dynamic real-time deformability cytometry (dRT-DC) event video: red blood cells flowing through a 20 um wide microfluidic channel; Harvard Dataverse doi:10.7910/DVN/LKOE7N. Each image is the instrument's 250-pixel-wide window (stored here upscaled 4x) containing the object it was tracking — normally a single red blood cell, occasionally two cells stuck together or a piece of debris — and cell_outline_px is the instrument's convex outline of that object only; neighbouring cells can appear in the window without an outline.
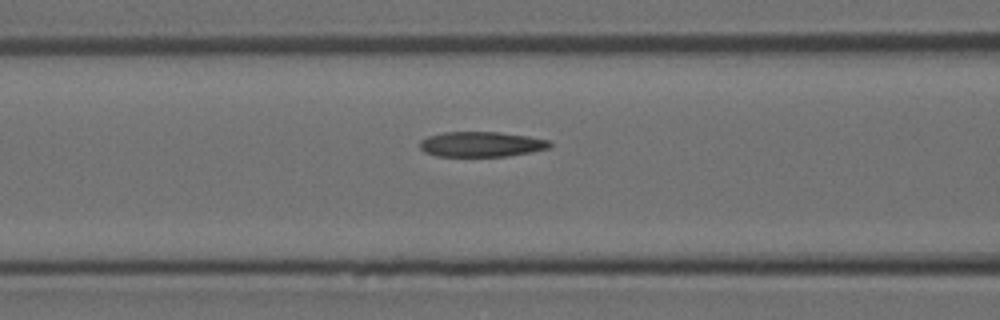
{"species": "Egyptian fruit bat (a non-hibernating species)", "species_latin": "Rousettus aegyptiacus", "temperature_condition": "room temperature", "stored_images_in_passage": 7, "camera_frame_rate_fps": 3000, "um_per_image_px": 0.085, "animal": {"sex": "female"}, "frame": {"image": 1, "passage_image": 5, "time_ms": 1.333, "image_size_px": [1000, 320], "cell_outline_px": [[552, 144], [548, 148], [508, 156], [436, 156], [424, 152], [420, 148], [420, 140], [428, 136], [444, 132], [500, 132], [528, 136], [552, 140]], "centroid_in_image_um": [40.91, 12.25], "position_along_channel_um": 125.7, "area_um2": 19.07}}